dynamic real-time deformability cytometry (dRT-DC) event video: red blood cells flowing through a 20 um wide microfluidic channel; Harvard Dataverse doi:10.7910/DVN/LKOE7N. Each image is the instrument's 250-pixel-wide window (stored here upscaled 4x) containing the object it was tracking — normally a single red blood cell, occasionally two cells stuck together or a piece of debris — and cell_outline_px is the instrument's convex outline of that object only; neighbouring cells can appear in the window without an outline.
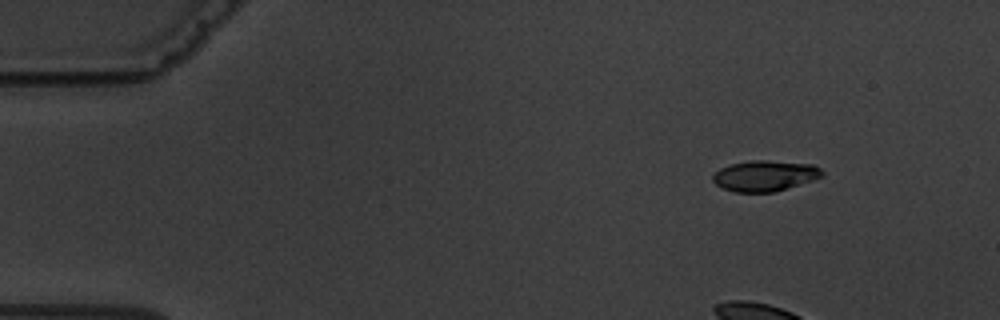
{"species": "common noctule bat (a hibernating species)", "species_latin": "Nyctalus noctula", "temperature_condition": "warm", "stored_images_in_passage": 4, "camera_frame_rate_fps": 3000, "um_per_image_px": 0.085, "animal": {"sex": "male", "body_mass_g": 19.5, "forearm_length_mm": 54.6}, "frame": {"image": 1, "passage_image": 1, "time_ms": 0.0, "image_size_px": [1000, 320], "cell_outline_px": [[824, 176], [812, 180], [772, 192], [736, 192], [724, 188], [716, 184], [712, 180], [712, 176], [720, 168], [732, 164], [752, 160], [768, 160], [812, 164], [820, 168], [824, 172]], "centroid_in_image_um": [65.02, 14.93], "position_along_channel_um": 20.0, "area_um2": 19.36}}